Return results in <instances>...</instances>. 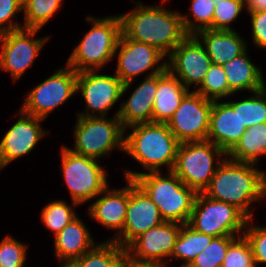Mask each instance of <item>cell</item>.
<instances>
[{
    "label": "cell",
    "instance_id": "1",
    "mask_svg": "<svg viewBox=\"0 0 266 267\" xmlns=\"http://www.w3.org/2000/svg\"><path fill=\"white\" fill-rule=\"evenodd\" d=\"M161 0L158 5L135 2L130 12L120 14L122 32L130 39L154 46L166 57L182 42L186 33L181 12L167 9Z\"/></svg>",
    "mask_w": 266,
    "mask_h": 267
},
{
    "label": "cell",
    "instance_id": "2",
    "mask_svg": "<svg viewBox=\"0 0 266 267\" xmlns=\"http://www.w3.org/2000/svg\"><path fill=\"white\" fill-rule=\"evenodd\" d=\"M256 167L257 164L237 162L226 157L203 194L234 205L248 218H254L251 206L254 202L266 200V173Z\"/></svg>",
    "mask_w": 266,
    "mask_h": 267
},
{
    "label": "cell",
    "instance_id": "3",
    "mask_svg": "<svg viewBox=\"0 0 266 267\" xmlns=\"http://www.w3.org/2000/svg\"><path fill=\"white\" fill-rule=\"evenodd\" d=\"M168 173V174H167ZM136 172L124 169V178L133 180L156 204L161 218L167 222L189 221L197 192L183 183L173 172Z\"/></svg>",
    "mask_w": 266,
    "mask_h": 267
},
{
    "label": "cell",
    "instance_id": "4",
    "mask_svg": "<svg viewBox=\"0 0 266 267\" xmlns=\"http://www.w3.org/2000/svg\"><path fill=\"white\" fill-rule=\"evenodd\" d=\"M124 152L141 164L147 173L162 167L173 171L180 142L166 123H139L124 129Z\"/></svg>",
    "mask_w": 266,
    "mask_h": 267
},
{
    "label": "cell",
    "instance_id": "5",
    "mask_svg": "<svg viewBox=\"0 0 266 267\" xmlns=\"http://www.w3.org/2000/svg\"><path fill=\"white\" fill-rule=\"evenodd\" d=\"M91 28L69 55L66 64L77 73L101 71L114 59L116 47L122 34V20L119 15L96 18L86 16Z\"/></svg>",
    "mask_w": 266,
    "mask_h": 267
},
{
    "label": "cell",
    "instance_id": "6",
    "mask_svg": "<svg viewBox=\"0 0 266 267\" xmlns=\"http://www.w3.org/2000/svg\"><path fill=\"white\" fill-rule=\"evenodd\" d=\"M72 132L74 147H68V149L76 154L100 160V158H106L113 150L124 151L126 132L118 115L111 118L77 116Z\"/></svg>",
    "mask_w": 266,
    "mask_h": 267
},
{
    "label": "cell",
    "instance_id": "7",
    "mask_svg": "<svg viewBox=\"0 0 266 267\" xmlns=\"http://www.w3.org/2000/svg\"><path fill=\"white\" fill-rule=\"evenodd\" d=\"M227 154L209 140L180 143L173 172L189 188L203 193Z\"/></svg>",
    "mask_w": 266,
    "mask_h": 267
},
{
    "label": "cell",
    "instance_id": "8",
    "mask_svg": "<svg viewBox=\"0 0 266 267\" xmlns=\"http://www.w3.org/2000/svg\"><path fill=\"white\" fill-rule=\"evenodd\" d=\"M61 170L71 201L80 206L97 198L110 184L99 160L76 154L65 145L61 147Z\"/></svg>",
    "mask_w": 266,
    "mask_h": 267
},
{
    "label": "cell",
    "instance_id": "9",
    "mask_svg": "<svg viewBox=\"0 0 266 267\" xmlns=\"http://www.w3.org/2000/svg\"><path fill=\"white\" fill-rule=\"evenodd\" d=\"M248 217L234 205L198 193L188 225L213 237L243 235Z\"/></svg>",
    "mask_w": 266,
    "mask_h": 267
},
{
    "label": "cell",
    "instance_id": "10",
    "mask_svg": "<svg viewBox=\"0 0 266 267\" xmlns=\"http://www.w3.org/2000/svg\"><path fill=\"white\" fill-rule=\"evenodd\" d=\"M114 57H117L115 74L124 83L122 97L131 88L134 80L144 74L156 75L166 69L167 57L154 46L128 38L123 32L120 36Z\"/></svg>",
    "mask_w": 266,
    "mask_h": 267
},
{
    "label": "cell",
    "instance_id": "11",
    "mask_svg": "<svg viewBox=\"0 0 266 267\" xmlns=\"http://www.w3.org/2000/svg\"><path fill=\"white\" fill-rule=\"evenodd\" d=\"M77 94V72L66 64L26 94L21 110L46 120L55 109Z\"/></svg>",
    "mask_w": 266,
    "mask_h": 267
},
{
    "label": "cell",
    "instance_id": "12",
    "mask_svg": "<svg viewBox=\"0 0 266 267\" xmlns=\"http://www.w3.org/2000/svg\"><path fill=\"white\" fill-rule=\"evenodd\" d=\"M39 29L22 28L1 33L0 36V68L11 74L14 82L33 65L49 36L35 38Z\"/></svg>",
    "mask_w": 266,
    "mask_h": 267
},
{
    "label": "cell",
    "instance_id": "13",
    "mask_svg": "<svg viewBox=\"0 0 266 267\" xmlns=\"http://www.w3.org/2000/svg\"><path fill=\"white\" fill-rule=\"evenodd\" d=\"M100 71H82L77 73V93L81 94L85 103V111L77 112V116H108L109 111L122 98L124 83L113 75L99 74Z\"/></svg>",
    "mask_w": 266,
    "mask_h": 267
},
{
    "label": "cell",
    "instance_id": "14",
    "mask_svg": "<svg viewBox=\"0 0 266 267\" xmlns=\"http://www.w3.org/2000/svg\"><path fill=\"white\" fill-rule=\"evenodd\" d=\"M211 109L212 101L193 90L166 124L180 143L207 140Z\"/></svg>",
    "mask_w": 266,
    "mask_h": 267
},
{
    "label": "cell",
    "instance_id": "15",
    "mask_svg": "<svg viewBox=\"0 0 266 267\" xmlns=\"http://www.w3.org/2000/svg\"><path fill=\"white\" fill-rule=\"evenodd\" d=\"M166 60L167 70L189 90L190 86H195V90L200 86L212 65L204 46L194 35L180 42Z\"/></svg>",
    "mask_w": 266,
    "mask_h": 267
},
{
    "label": "cell",
    "instance_id": "16",
    "mask_svg": "<svg viewBox=\"0 0 266 267\" xmlns=\"http://www.w3.org/2000/svg\"><path fill=\"white\" fill-rule=\"evenodd\" d=\"M182 225L178 222L164 221L143 232L126 248L127 258L137 263L169 267L168 259L171 257Z\"/></svg>",
    "mask_w": 266,
    "mask_h": 267
},
{
    "label": "cell",
    "instance_id": "17",
    "mask_svg": "<svg viewBox=\"0 0 266 267\" xmlns=\"http://www.w3.org/2000/svg\"><path fill=\"white\" fill-rule=\"evenodd\" d=\"M163 222L156 204L133 180H128V207L124 228L113 241L126 249L143 232Z\"/></svg>",
    "mask_w": 266,
    "mask_h": 267
},
{
    "label": "cell",
    "instance_id": "18",
    "mask_svg": "<svg viewBox=\"0 0 266 267\" xmlns=\"http://www.w3.org/2000/svg\"><path fill=\"white\" fill-rule=\"evenodd\" d=\"M18 120L6 131L0 141V171L14 160L28 155L37 143L50 134L41 126L42 118L27 114L20 108Z\"/></svg>",
    "mask_w": 266,
    "mask_h": 267
},
{
    "label": "cell",
    "instance_id": "19",
    "mask_svg": "<svg viewBox=\"0 0 266 267\" xmlns=\"http://www.w3.org/2000/svg\"><path fill=\"white\" fill-rule=\"evenodd\" d=\"M126 186L121 189H110V184L94 199L88 207V215L107 230L117 231L108 240L118 237L124 228V221L128 207V179Z\"/></svg>",
    "mask_w": 266,
    "mask_h": 267
},
{
    "label": "cell",
    "instance_id": "20",
    "mask_svg": "<svg viewBox=\"0 0 266 267\" xmlns=\"http://www.w3.org/2000/svg\"><path fill=\"white\" fill-rule=\"evenodd\" d=\"M246 129L239 119V108H232L224 101H212L207 140L227 154Z\"/></svg>",
    "mask_w": 266,
    "mask_h": 267
},
{
    "label": "cell",
    "instance_id": "21",
    "mask_svg": "<svg viewBox=\"0 0 266 267\" xmlns=\"http://www.w3.org/2000/svg\"><path fill=\"white\" fill-rule=\"evenodd\" d=\"M158 88V74L145 77L142 83L132 91L128 99L120 101L118 115L125 129L139 123H152V110Z\"/></svg>",
    "mask_w": 266,
    "mask_h": 267
},
{
    "label": "cell",
    "instance_id": "22",
    "mask_svg": "<svg viewBox=\"0 0 266 267\" xmlns=\"http://www.w3.org/2000/svg\"><path fill=\"white\" fill-rule=\"evenodd\" d=\"M194 36L204 46L214 65L222 66L248 48V43L236 30L205 29Z\"/></svg>",
    "mask_w": 266,
    "mask_h": 267
},
{
    "label": "cell",
    "instance_id": "23",
    "mask_svg": "<svg viewBox=\"0 0 266 267\" xmlns=\"http://www.w3.org/2000/svg\"><path fill=\"white\" fill-rule=\"evenodd\" d=\"M96 244L91 232L77 216L54 236V254L58 262L80 258Z\"/></svg>",
    "mask_w": 266,
    "mask_h": 267
},
{
    "label": "cell",
    "instance_id": "24",
    "mask_svg": "<svg viewBox=\"0 0 266 267\" xmlns=\"http://www.w3.org/2000/svg\"><path fill=\"white\" fill-rule=\"evenodd\" d=\"M247 51L222 65L228 79L229 97L239 91L253 93L266 87L261 68L251 61Z\"/></svg>",
    "mask_w": 266,
    "mask_h": 267
},
{
    "label": "cell",
    "instance_id": "25",
    "mask_svg": "<svg viewBox=\"0 0 266 267\" xmlns=\"http://www.w3.org/2000/svg\"><path fill=\"white\" fill-rule=\"evenodd\" d=\"M189 92V89L167 68L158 73V88L152 110V122L167 123Z\"/></svg>",
    "mask_w": 266,
    "mask_h": 267
},
{
    "label": "cell",
    "instance_id": "26",
    "mask_svg": "<svg viewBox=\"0 0 266 267\" xmlns=\"http://www.w3.org/2000/svg\"><path fill=\"white\" fill-rule=\"evenodd\" d=\"M266 156V122L246 129L227 158L237 162L259 165V158Z\"/></svg>",
    "mask_w": 266,
    "mask_h": 267
},
{
    "label": "cell",
    "instance_id": "27",
    "mask_svg": "<svg viewBox=\"0 0 266 267\" xmlns=\"http://www.w3.org/2000/svg\"><path fill=\"white\" fill-rule=\"evenodd\" d=\"M213 238V236L194 230L187 223L183 224L169 260H183L180 267H187L211 243Z\"/></svg>",
    "mask_w": 266,
    "mask_h": 267
},
{
    "label": "cell",
    "instance_id": "28",
    "mask_svg": "<svg viewBox=\"0 0 266 267\" xmlns=\"http://www.w3.org/2000/svg\"><path fill=\"white\" fill-rule=\"evenodd\" d=\"M126 258L125 248H122L113 240H106L96 243L75 261L81 267H122Z\"/></svg>",
    "mask_w": 266,
    "mask_h": 267
},
{
    "label": "cell",
    "instance_id": "29",
    "mask_svg": "<svg viewBox=\"0 0 266 267\" xmlns=\"http://www.w3.org/2000/svg\"><path fill=\"white\" fill-rule=\"evenodd\" d=\"M63 6V0H23V27L39 29L49 23Z\"/></svg>",
    "mask_w": 266,
    "mask_h": 267
},
{
    "label": "cell",
    "instance_id": "30",
    "mask_svg": "<svg viewBox=\"0 0 266 267\" xmlns=\"http://www.w3.org/2000/svg\"><path fill=\"white\" fill-rule=\"evenodd\" d=\"M226 102L239 108V119L246 128L266 122V87L242 100Z\"/></svg>",
    "mask_w": 266,
    "mask_h": 267
},
{
    "label": "cell",
    "instance_id": "31",
    "mask_svg": "<svg viewBox=\"0 0 266 267\" xmlns=\"http://www.w3.org/2000/svg\"><path fill=\"white\" fill-rule=\"evenodd\" d=\"M71 204L68 205L63 199L49 200V203L42 208L40 219L48 230L54 232V236L78 216L74 209L79 205L73 201Z\"/></svg>",
    "mask_w": 266,
    "mask_h": 267
},
{
    "label": "cell",
    "instance_id": "32",
    "mask_svg": "<svg viewBox=\"0 0 266 267\" xmlns=\"http://www.w3.org/2000/svg\"><path fill=\"white\" fill-rule=\"evenodd\" d=\"M214 5L212 0H191L190 14H181L182 23L188 35H195L205 29L213 30ZM189 16L194 19H190Z\"/></svg>",
    "mask_w": 266,
    "mask_h": 267
},
{
    "label": "cell",
    "instance_id": "33",
    "mask_svg": "<svg viewBox=\"0 0 266 267\" xmlns=\"http://www.w3.org/2000/svg\"><path fill=\"white\" fill-rule=\"evenodd\" d=\"M194 91L211 101H222L229 97L228 79L223 67L212 64L207 71V76Z\"/></svg>",
    "mask_w": 266,
    "mask_h": 267
},
{
    "label": "cell",
    "instance_id": "34",
    "mask_svg": "<svg viewBox=\"0 0 266 267\" xmlns=\"http://www.w3.org/2000/svg\"><path fill=\"white\" fill-rule=\"evenodd\" d=\"M238 236L214 237L187 267H221L229 244Z\"/></svg>",
    "mask_w": 266,
    "mask_h": 267
},
{
    "label": "cell",
    "instance_id": "35",
    "mask_svg": "<svg viewBox=\"0 0 266 267\" xmlns=\"http://www.w3.org/2000/svg\"><path fill=\"white\" fill-rule=\"evenodd\" d=\"M214 2L213 30H235L231 26L245 10V0H212Z\"/></svg>",
    "mask_w": 266,
    "mask_h": 267
},
{
    "label": "cell",
    "instance_id": "36",
    "mask_svg": "<svg viewBox=\"0 0 266 267\" xmlns=\"http://www.w3.org/2000/svg\"><path fill=\"white\" fill-rule=\"evenodd\" d=\"M221 267H256L251 246L244 235L229 244Z\"/></svg>",
    "mask_w": 266,
    "mask_h": 267
},
{
    "label": "cell",
    "instance_id": "37",
    "mask_svg": "<svg viewBox=\"0 0 266 267\" xmlns=\"http://www.w3.org/2000/svg\"><path fill=\"white\" fill-rule=\"evenodd\" d=\"M27 245L10 234L0 241V267H25Z\"/></svg>",
    "mask_w": 266,
    "mask_h": 267
},
{
    "label": "cell",
    "instance_id": "38",
    "mask_svg": "<svg viewBox=\"0 0 266 267\" xmlns=\"http://www.w3.org/2000/svg\"><path fill=\"white\" fill-rule=\"evenodd\" d=\"M253 218H249L243 235L248 240L256 267L259 264H266V226L252 224Z\"/></svg>",
    "mask_w": 266,
    "mask_h": 267
},
{
    "label": "cell",
    "instance_id": "39",
    "mask_svg": "<svg viewBox=\"0 0 266 267\" xmlns=\"http://www.w3.org/2000/svg\"><path fill=\"white\" fill-rule=\"evenodd\" d=\"M19 12H23V0H0V33L24 28L22 23L14 21Z\"/></svg>",
    "mask_w": 266,
    "mask_h": 267
},
{
    "label": "cell",
    "instance_id": "40",
    "mask_svg": "<svg viewBox=\"0 0 266 267\" xmlns=\"http://www.w3.org/2000/svg\"><path fill=\"white\" fill-rule=\"evenodd\" d=\"M253 45L266 49V10L249 13Z\"/></svg>",
    "mask_w": 266,
    "mask_h": 267
},
{
    "label": "cell",
    "instance_id": "41",
    "mask_svg": "<svg viewBox=\"0 0 266 267\" xmlns=\"http://www.w3.org/2000/svg\"><path fill=\"white\" fill-rule=\"evenodd\" d=\"M245 10L254 13L266 10V0H245Z\"/></svg>",
    "mask_w": 266,
    "mask_h": 267
},
{
    "label": "cell",
    "instance_id": "42",
    "mask_svg": "<svg viewBox=\"0 0 266 267\" xmlns=\"http://www.w3.org/2000/svg\"><path fill=\"white\" fill-rule=\"evenodd\" d=\"M122 267H165L160 264H149V263H137L131 261L129 258L124 260Z\"/></svg>",
    "mask_w": 266,
    "mask_h": 267
},
{
    "label": "cell",
    "instance_id": "43",
    "mask_svg": "<svg viewBox=\"0 0 266 267\" xmlns=\"http://www.w3.org/2000/svg\"><path fill=\"white\" fill-rule=\"evenodd\" d=\"M60 267H81L75 260L60 261Z\"/></svg>",
    "mask_w": 266,
    "mask_h": 267
}]
</instances>
